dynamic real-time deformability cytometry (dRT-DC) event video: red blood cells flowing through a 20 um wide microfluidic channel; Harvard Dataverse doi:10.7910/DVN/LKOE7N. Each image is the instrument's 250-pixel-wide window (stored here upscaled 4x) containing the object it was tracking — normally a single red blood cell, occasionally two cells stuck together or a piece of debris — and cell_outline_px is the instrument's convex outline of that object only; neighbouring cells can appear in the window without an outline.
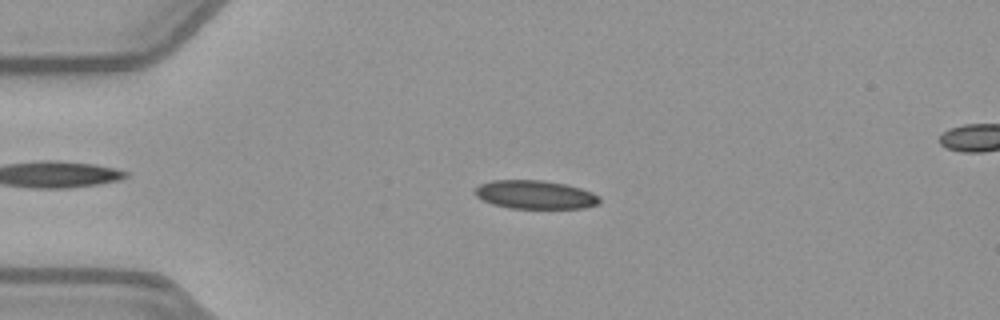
{"species": "common noctule bat (a hibernating species)", "species_latin": "Nyctalus noctula", "temperature_condition": "warm", "stored_images_in_passage": 52, "camera_frame_rate_fps": 3000, "um_per_image_px": 0.085, "animal": {"sex": "female", "body_mass_g": 21.9}, "frame": {"image": 1, "passage_image": 12, "time_ms": 3.667, "image_size_px": [1000, 320], "cell_outline_px": [[600, 204], [584, 208], [508, 208], [492, 204], [476, 196], [472, 192], [480, 184], [492, 180], [544, 180], [564, 184], [580, 188], [592, 192], [600, 196]], "centroid_in_image_um": [45.49, 16.55], "position_along_channel_um": 39.5, "area_um2": 20.81}}
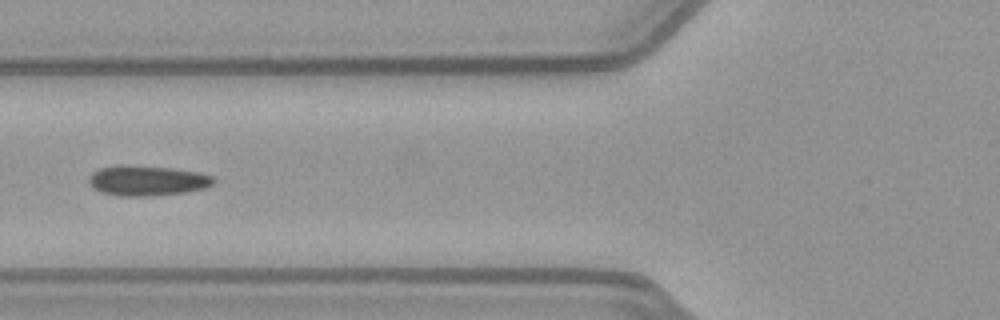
{"frame": {"image": 2, "passage_image": 20, "time_ms": 6.333, "image_size_px": [1000, 320], "cell_outline_px": [[216, 180], [212, 184], [204, 188], [184, 192], [152, 196], [120, 196], [104, 192], [92, 188], [88, 180], [88, 176], [92, 172], [100, 168], [172, 168], [200, 172], [212, 176]], "centroid_in_image_um": [12.56, 15.4], "position_along_channel_um": 113.2, "area_um2": 20.98}}
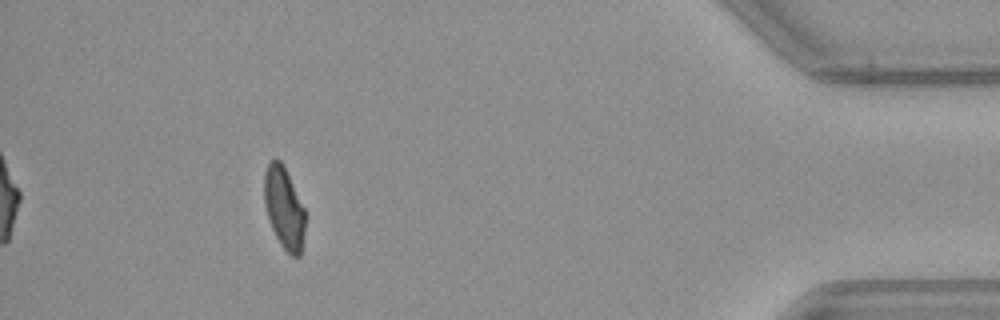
{"frame": {"image": 3, "passage_image": 47, "time_ms": 15.333, "image_size_px": [1000, 320], "cell_outline_px": [[304, 232], [300, 256], [292, 256], [280, 244], [272, 228], [264, 204], [264, 172], [268, 164], [276, 156], [284, 164], [304, 208]], "centroid_in_image_um": [24.13, 17.62], "position_along_channel_um": 411.1, "area_um2": 19.42}, "authors_computed_cell_mechanics": {"area_um2": 20.8369, "velocity_mm_per_s": 3.9681, "shape_relaxation_time_tau1_ms": null, "shape_relaxation_time_tau2_ms": 2.5201, "deformation_change_tau1": null, "deformation_change_tau2": 0.0893}}